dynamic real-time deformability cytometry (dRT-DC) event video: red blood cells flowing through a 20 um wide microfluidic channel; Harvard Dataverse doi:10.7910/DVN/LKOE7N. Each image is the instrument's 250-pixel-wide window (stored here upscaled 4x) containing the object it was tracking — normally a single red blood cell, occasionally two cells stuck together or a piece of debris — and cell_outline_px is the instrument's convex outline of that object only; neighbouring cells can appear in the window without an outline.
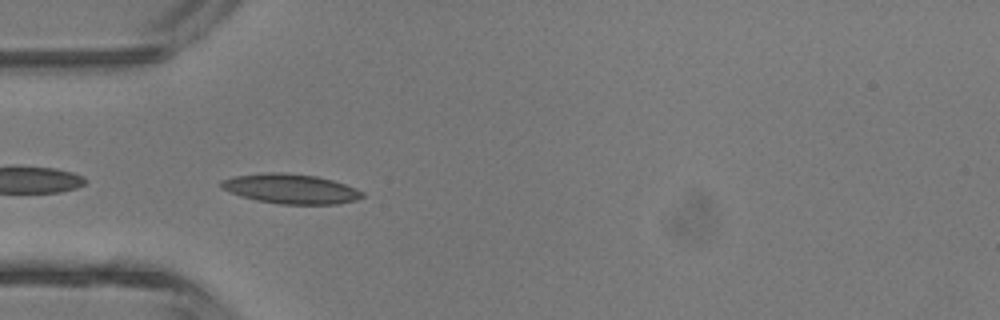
{"species": "common noctule bat (a hibernating species)", "species_latin": "Nyctalus noctula", "temperature_condition": "room temperature", "stored_images_in_passage": 5, "camera_frame_rate_fps": 3000, "um_per_image_px": 0.085, "animal": {"sex": "male", "body_mass_g": 13.3}, "frame": {"image": 1, "passage_image": 4, "time_ms": 4.333, "image_size_px": [1000, 320], "cell_outline_px": [[364, 196], [356, 200], [336, 204], [280, 204], [256, 200], [240, 196], [220, 188], [220, 180], [232, 176], [264, 172], [284, 172], [316, 176], [332, 180], [356, 188], [364, 192]], "centroid_in_image_um": [24.67, 16.04], "position_along_channel_um": 60.3, "area_um2": 24.62}}
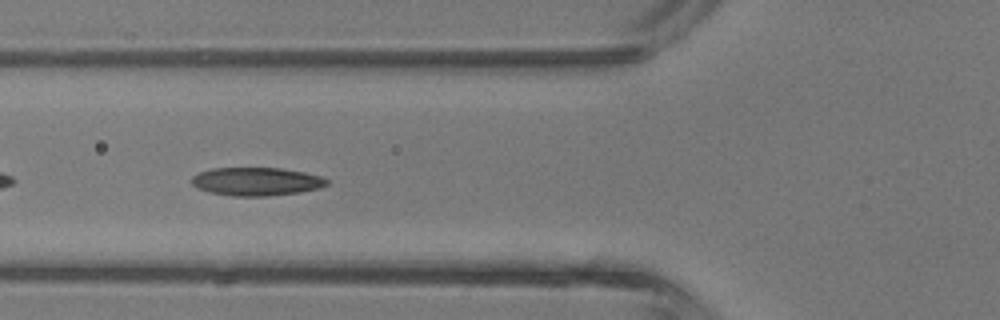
{"frame": {"image": 2, "passage_image": 5, "time_ms": 5.333, "image_size_px": [1000, 320], "cell_outline_px": [[328, 184], [320, 188], [300, 192], [268, 196], [232, 196], [208, 192], [196, 188], [192, 184], [192, 176], [200, 172], [212, 168], [280, 168], [304, 172], [320, 176], [328, 180]], "centroid_in_image_um": [21.78, 15.43], "position_along_channel_um": 104.0, "area_um2": 22.31}}